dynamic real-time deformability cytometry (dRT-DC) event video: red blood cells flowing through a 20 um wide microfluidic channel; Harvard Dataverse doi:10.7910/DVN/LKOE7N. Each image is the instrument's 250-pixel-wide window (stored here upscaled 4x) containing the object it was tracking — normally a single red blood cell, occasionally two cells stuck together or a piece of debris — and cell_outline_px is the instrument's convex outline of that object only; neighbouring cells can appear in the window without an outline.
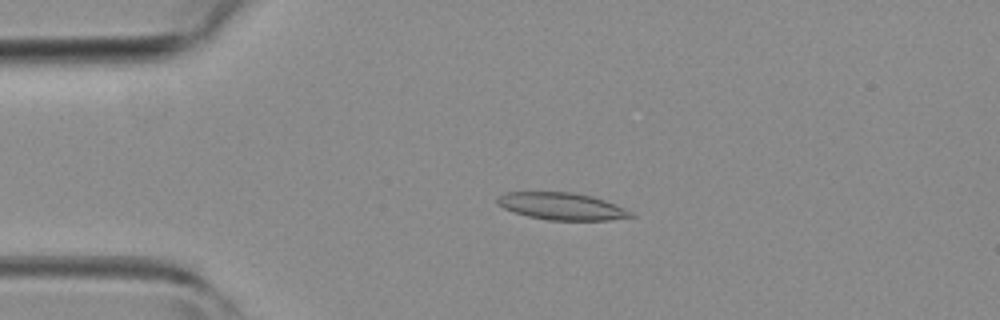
{"species": "common noctule bat (a hibernating species)", "species_latin": "Nyctalus noctula", "temperature_condition": "room temperature", "stored_images_in_passage": 4, "camera_frame_rate_fps": 3000, "um_per_image_px": 0.085, "animal": {"sex": "female", "body_mass_g": 19.3, "forearm_length_mm": 54.1}, "frame": {"image": 1, "passage_image": 2, "time_ms": 1.333, "image_size_px": [1000, 320], "cell_outline_px": [[636, 216], [608, 220], [548, 220], [528, 216], [504, 208], [496, 200], [496, 196], [504, 192], [572, 192], [592, 196], [616, 204], [632, 212]], "centroid_in_image_um": [47.76, 17.52], "position_along_channel_um": 37.2, "area_um2": 21.04}}